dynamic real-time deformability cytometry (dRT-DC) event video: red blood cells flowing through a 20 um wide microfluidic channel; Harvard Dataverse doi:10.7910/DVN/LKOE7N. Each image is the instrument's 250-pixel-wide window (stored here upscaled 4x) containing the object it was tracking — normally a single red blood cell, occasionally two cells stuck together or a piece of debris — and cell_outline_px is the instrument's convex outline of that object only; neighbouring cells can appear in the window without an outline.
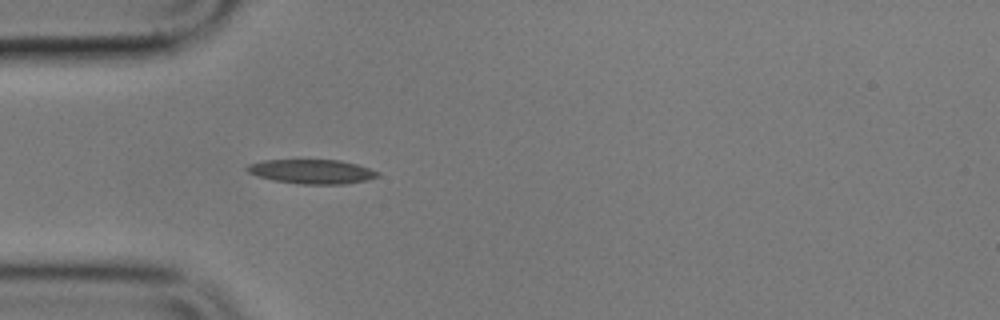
{"species": "common noctule bat (a hibernating species)", "species_latin": "Nyctalus noctula", "temperature_condition": "cold", "stored_images_in_passage": 3, "camera_frame_rate_fps": 3000, "um_per_image_px": 0.085, "animal": {"sex": "male", "body_mass_g": 17.9}, "frame": {"image": 1, "passage_image": 3, "time_ms": 2.333, "image_size_px": [1000, 320], "cell_outline_px": [[380, 176], [364, 180], [344, 184], [300, 184], [272, 180], [256, 176], [248, 172], [244, 168], [248, 164], [264, 160], [340, 160], [356, 164], [380, 172]], "centroid_in_image_um": [26.47, 14.58], "position_along_channel_um": 58.5, "area_um2": 18.5}}